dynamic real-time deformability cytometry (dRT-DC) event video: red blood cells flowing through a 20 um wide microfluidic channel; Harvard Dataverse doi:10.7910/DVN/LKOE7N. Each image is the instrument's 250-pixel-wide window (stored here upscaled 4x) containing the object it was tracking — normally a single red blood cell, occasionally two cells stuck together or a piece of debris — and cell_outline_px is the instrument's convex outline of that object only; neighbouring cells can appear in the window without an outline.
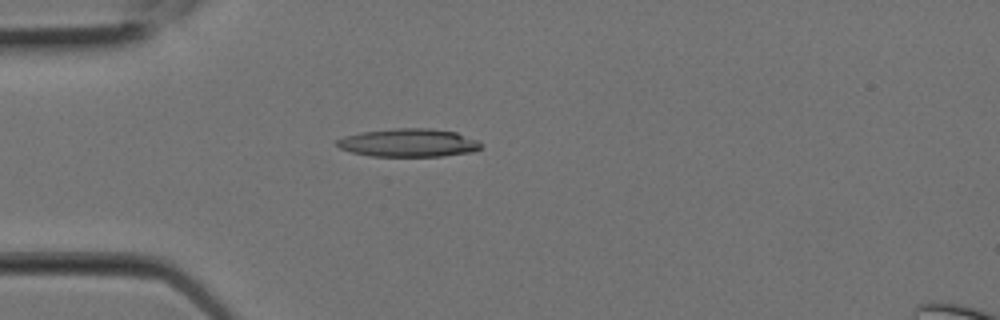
{"species": "Egyptian fruit bat (a non-hibernating species)", "species_latin": "Rousettus aegyptiacus", "temperature_condition": "room temperature", "stored_images_in_passage": 5, "camera_frame_rate_fps": 3000, "um_per_image_px": 0.085, "animal": {"sex": "female"}, "frame": {"image": 1, "passage_image": 2, "time_ms": 0.333, "image_size_px": [1000, 320], "cell_outline_px": [[480, 148], [472, 152], [444, 156], [372, 156], [352, 152], [340, 148], [336, 144], [336, 140], [344, 136], [360, 132], [396, 128], [432, 128], [456, 132], [476, 140], [480, 144]], "centroid_in_image_um": [34.71, 12.13], "position_along_channel_um": 50.3, "area_um2": 23.58}}
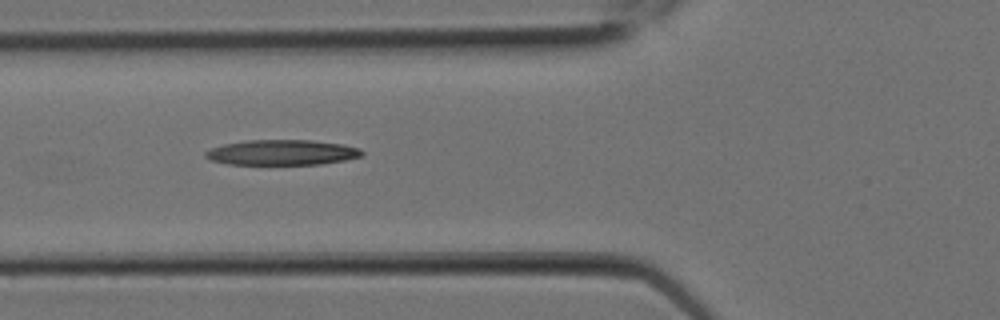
{"frame": {"image": 2, "passage_image": 4, "time_ms": 1.0, "image_size_px": [1000, 320], "cell_outline_px": [[364, 156], [344, 160], [320, 164], [228, 164], [212, 160], [204, 156], [204, 152], [212, 148], [224, 144], [248, 140], [312, 140], [344, 144], [360, 148], [364, 152]], "centroid_in_image_um": [24.01, 12.95], "position_along_channel_um": 101.8, "area_um2": 23.06}}
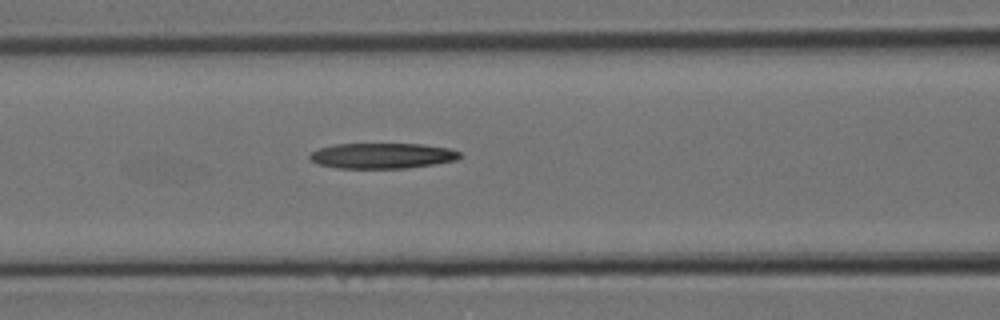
{"frame": {"image": 3, "passage_image": 5, "time_ms": 1.333, "image_size_px": [1000, 320], "cell_outline_px": [[460, 156], [456, 160], [436, 164], [404, 168], [336, 168], [316, 164], [308, 156], [312, 152], [320, 148], [336, 144], [424, 144], [448, 148], [460, 152]], "centroid_in_image_um": [32.48, 13.24], "position_along_channel_um": 134.1, "area_um2": 22.25}}